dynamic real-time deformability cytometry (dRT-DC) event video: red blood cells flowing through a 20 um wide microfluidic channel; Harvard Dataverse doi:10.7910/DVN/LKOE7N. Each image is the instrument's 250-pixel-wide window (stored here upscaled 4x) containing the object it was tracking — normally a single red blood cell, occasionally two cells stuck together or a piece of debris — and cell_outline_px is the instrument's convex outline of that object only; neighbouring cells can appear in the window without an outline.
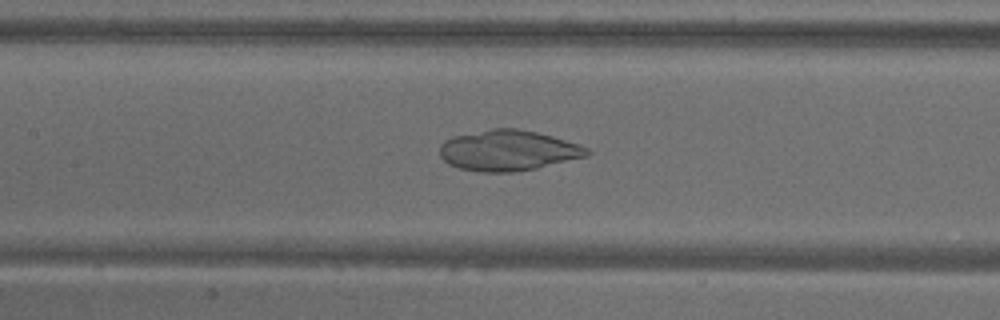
{"species": "common noctule bat (a hibernating species)", "species_latin": "Nyctalus noctula", "temperature_condition": "warm", "stored_images_in_passage": 51, "camera_frame_rate_fps": 3000, "um_per_image_px": 0.085, "animal": {"sex": "male", "body_mass_g": 18.8}, "frame": {"image": 1, "passage_image": 23, "time_ms": 7.333, "image_size_px": [1000, 320], "cell_outline_px": [[592, 152], [588, 156], [536, 168], [512, 172], [480, 172], [460, 168], [448, 164], [440, 156], [440, 144], [444, 140], [452, 136], [492, 128], [516, 128], [536, 132], [552, 136], [580, 144], [588, 148]], "centroid_in_image_um": [43.19, 12.78], "position_along_channel_um": 164.2, "area_um2": 34.97}}
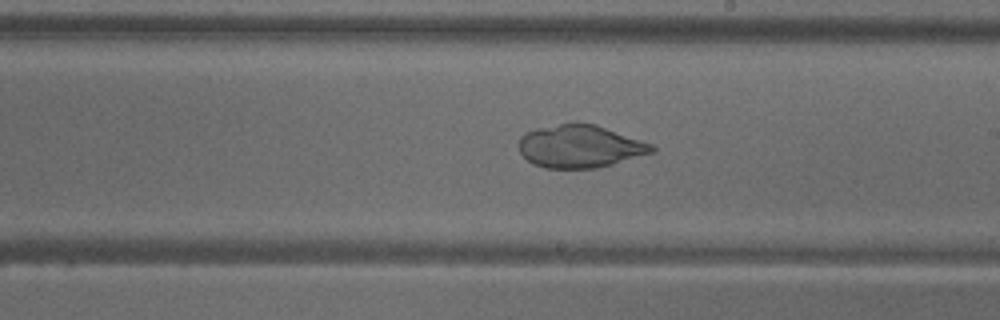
{"frame": {"image": 2, "passage_image": 29, "time_ms": 9.333, "image_size_px": [1000, 320], "cell_outline_px": [[656, 152], [612, 164], [596, 168], [548, 168], [532, 164], [520, 152], [520, 136], [536, 128], [572, 120], [576, 120], [596, 124], [652, 144], [656, 148]], "centroid_in_image_um": [49.31, 12.41], "position_along_channel_um": 239.7, "area_um2": 33.52}}
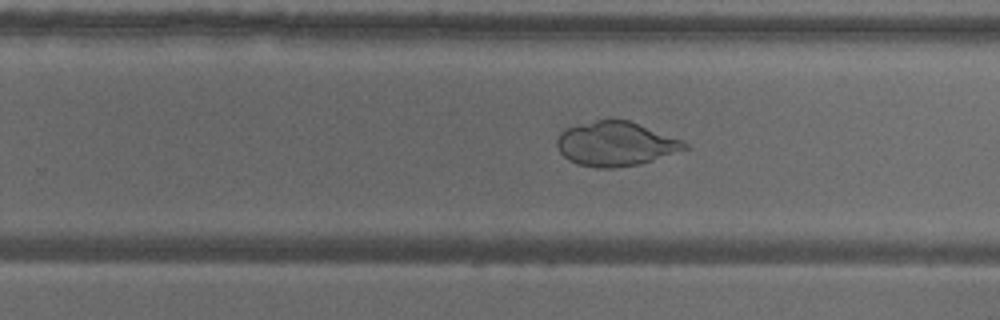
{"frame": {"image": 3, "passage_image": 32, "time_ms": 10.333, "image_size_px": [1000, 320], "cell_outline_px": [[688, 148], [640, 164], [612, 168], [596, 168], [576, 164], [568, 160], [560, 152], [556, 144], [556, 140], [560, 132], [564, 128], [576, 124], [596, 120], [628, 120], [680, 140], [688, 144]], "centroid_in_image_um": [52.25, 12.23], "position_along_channel_um": 277.6, "area_um2": 32.71}}